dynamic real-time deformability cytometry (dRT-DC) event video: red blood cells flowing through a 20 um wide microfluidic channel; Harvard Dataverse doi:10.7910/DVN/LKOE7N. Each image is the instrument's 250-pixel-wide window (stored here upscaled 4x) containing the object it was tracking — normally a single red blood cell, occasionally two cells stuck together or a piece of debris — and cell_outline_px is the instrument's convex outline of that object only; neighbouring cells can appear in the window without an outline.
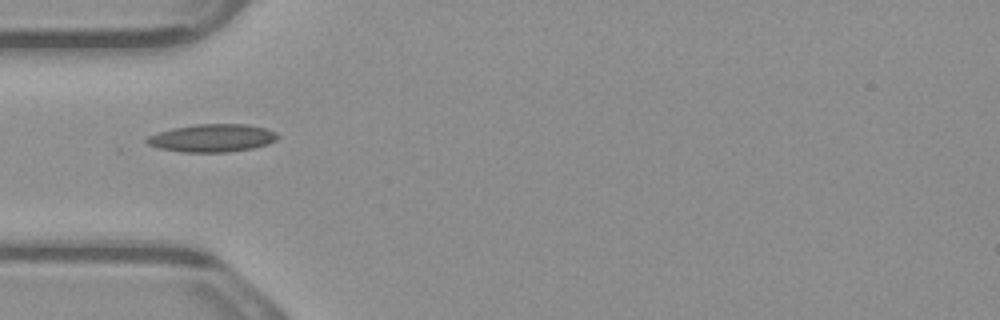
{"species": "common noctule bat (a hibernating species)", "species_latin": "Nyctalus noctula", "temperature_condition": "warm", "stored_images_in_passage": 4, "camera_frame_rate_fps": 3000, "um_per_image_px": 0.085, "animal": {"sex": "male", "body_mass_g": 23.1, "forearm_length_mm": 52.7}, "frame": {"image": 1, "passage_image": 1, "time_ms": 0.0, "image_size_px": [1000, 320], "cell_outline_px": [[280, 136], [276, 140], [268, 144], [252, 148], [228, 152], [184, 152], [160, 148], [148, 144], [144, 140], [148, 136], [172, 128], [196, 124], [248, 124], [264, 128], [276, 132]], "centroid_in_image_um": [18.06, 11.73], "position_along_channel_um": 66.9, "area_um2": 21.15}}
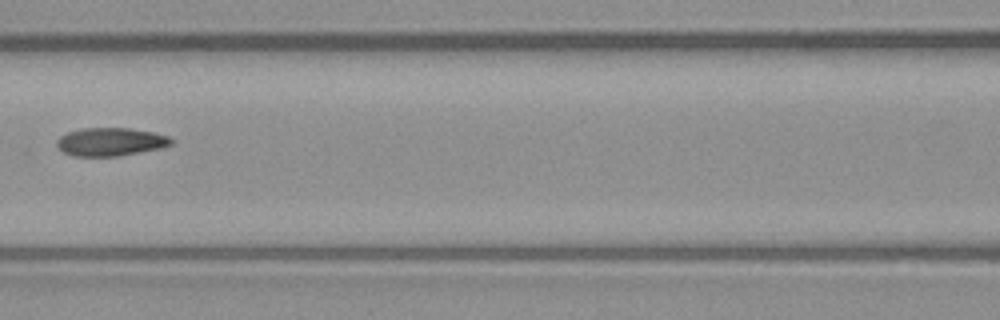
{"frame": {"image": 2, "passage_image": 3, "time_ms": 0.667, "image_size_px": [1000, 320], "cell_outline_px": [[172, 144], [160, 148], [120, 156], [72, 156], [64, 152], [56, 144], [56, 140], [60, 136], [68, 132], [80, 128], [128, 128], [152, 132], [168, 136], [172, 140]], "centroid_in_image_um": [9.37, 12.05], "position_along_channel_um": 157.2, "area_um2": 18.73}}
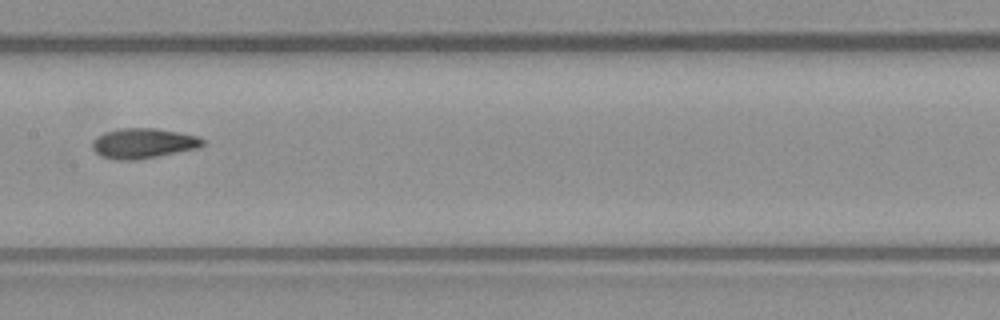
{"frame": {"image": 3, "passage_image": 4, "time_ms": 1.0, "image_size_px": [1000, 320], "cell_outline_px": [[204, 144], [200, 148], [136, 160], [116, 160], [100, 156], [92, 148], [92, 140], [104, 132], [120, 128], [156, 128], [196, 136], [204, 140]], "centroid_in_image_um": [12.15, 12.19], "position_along_channel_um": 195.3, "area_um2": 19.36}}